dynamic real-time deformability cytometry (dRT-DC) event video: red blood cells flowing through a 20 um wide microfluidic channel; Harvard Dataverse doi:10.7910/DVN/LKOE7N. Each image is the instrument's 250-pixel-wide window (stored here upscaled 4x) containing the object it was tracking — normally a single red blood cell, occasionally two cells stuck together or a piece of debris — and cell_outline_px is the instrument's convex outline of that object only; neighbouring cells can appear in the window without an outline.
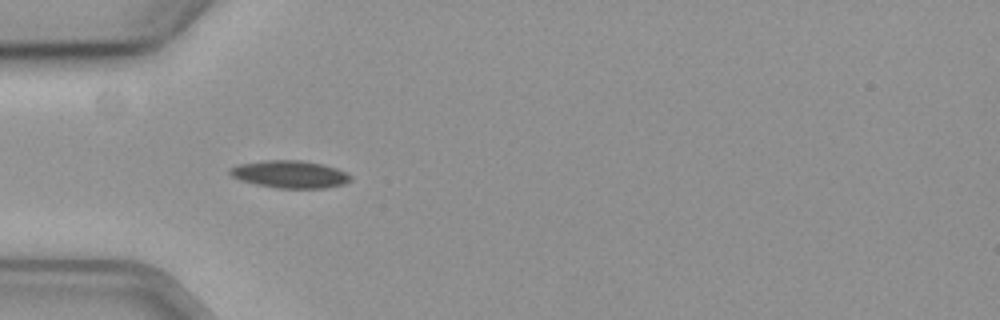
{"species": "common noctule bat (a hibernating species)", "species_latin": "Nyctalus noctula", "temperature_condition": "cold", "stored_images_in_passage": 45, "camera_frame_rate_fps": 3000, "um_per_image_px": 0.085, "animal": {"sex": "female", "body_mass_g": 19.3, "forearm_length_mm": 54.1}, "frame": {"image": 1, "passage_image": 5, "time_ms": 1.333, "image_size_px": [1000, 320], "cell_outline_px": [[352, 180], [344, 184], [324, 188], [276, 188], [256, 184], [240, 180], [232, 176], [228, 172], [228, 168], [236, 164], [268, 160], [300, 160], [324, 164], [336, 168], [352, 176]], "centroid_in_image_um": [24.62, 14.81], "position_along_channel_um": 60.4, "area_um2": 19.42}}
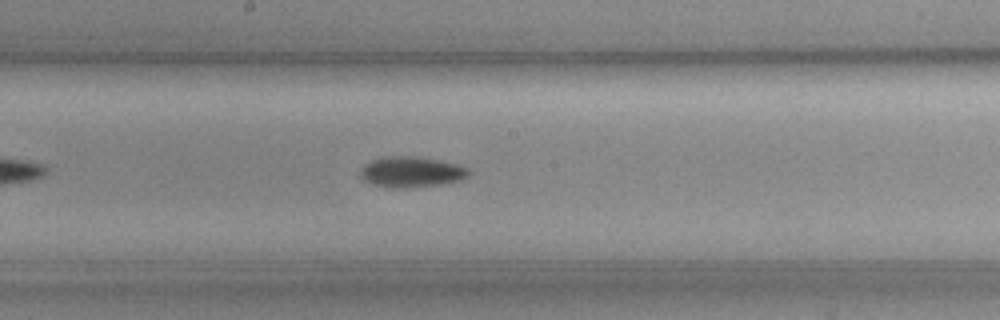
{"frame": {"image": 2, "passage_image": 18, "time_ms": 5.667, "image_size_px": [1000, 320], "cell_outline_px": [[472, 172], [468, 176], [460, 180], [440, 184], [400, 188], [376, 184], [364, 180], [360, 176], [360, 168], [364, 164], [372, 160], [384, 156], [416, 156], [440, 160], [456, 164], [468, 168]], "centroid_in_image_um": [34.98, 14.59], "position_along_channel_um": 213.2, "area_um2": 19.19}}
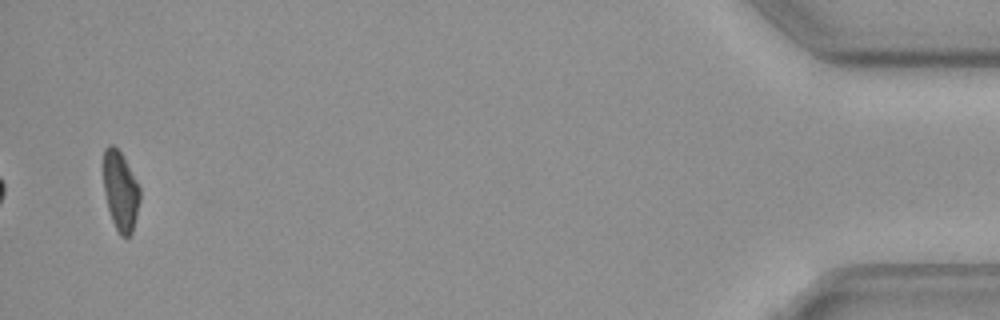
{"frame": {"image": 3, "passage_image": 43, "time_ms": 14.0, "image_size_px": [1000, 320], "cell_outline_px": [[140, 200], [132, 232], [128, 236], [120, 236], [112, 220], [108, 208], [104, 192], [104, 148], [108, 144], [112, 144], [120, 152], [136, 180], [140, 188]], "centroid_in_image_um": [10.24, 16.23], "position_along_channel_um": 425.0, "area_um2": 16.59}, "authors_computed_cell_mechanics": {"area_um2": 18.0336, "velocity_mm_per_s": 3.6257, "shape_relaxation_time_tau1_ms": 3.3543, "shape_relaxation_time_tau2_ms": null, "deformation_change_tau1": 0.0987, "deformation_change_tau2": null}}